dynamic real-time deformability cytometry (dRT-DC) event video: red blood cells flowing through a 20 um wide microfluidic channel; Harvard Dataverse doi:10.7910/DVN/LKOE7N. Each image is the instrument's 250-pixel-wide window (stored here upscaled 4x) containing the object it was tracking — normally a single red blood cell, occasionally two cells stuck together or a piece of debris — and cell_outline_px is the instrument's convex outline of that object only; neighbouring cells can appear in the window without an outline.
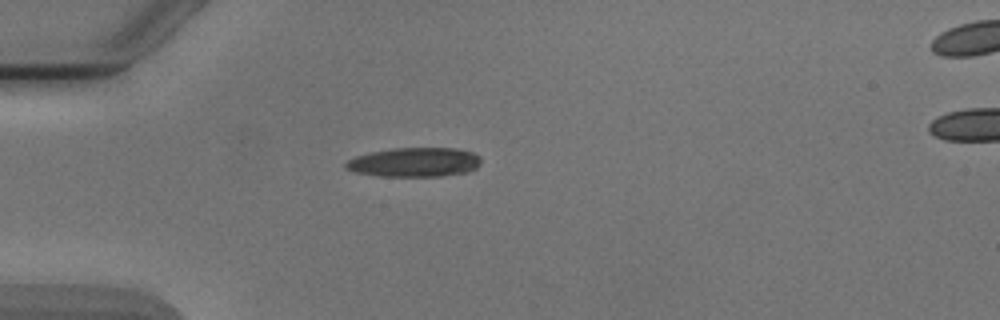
{"species": "Egyptian fruit bat (a non-hibernating species)", "species_latin": "Rousettus aegyptiacus", "temperature_condition": "cold", "stored_images_in_passage": 5, "camera_frame_rate_fps": 3000, "um_per_image_px": 0.085, "animal": {"sex": "male"}, "frame": {"image": 1, "passage_image": 5, "time_ms": 5.0, "image_size_px": [1000, 320], "cell_outline_px": [[480, 164], [476, 168], [468, 172], [440, 176], [380, 176], [356, 172], [344, 168], [344, 164], [348, 160], [356, 156], [372, 152], [392, 148], [456, 148], [472, 152], [480, 156]], "centroid_in_image_um": [35.24, 13.79], "position_along_channel_um": 49.8, "area_um2": 23.06}}